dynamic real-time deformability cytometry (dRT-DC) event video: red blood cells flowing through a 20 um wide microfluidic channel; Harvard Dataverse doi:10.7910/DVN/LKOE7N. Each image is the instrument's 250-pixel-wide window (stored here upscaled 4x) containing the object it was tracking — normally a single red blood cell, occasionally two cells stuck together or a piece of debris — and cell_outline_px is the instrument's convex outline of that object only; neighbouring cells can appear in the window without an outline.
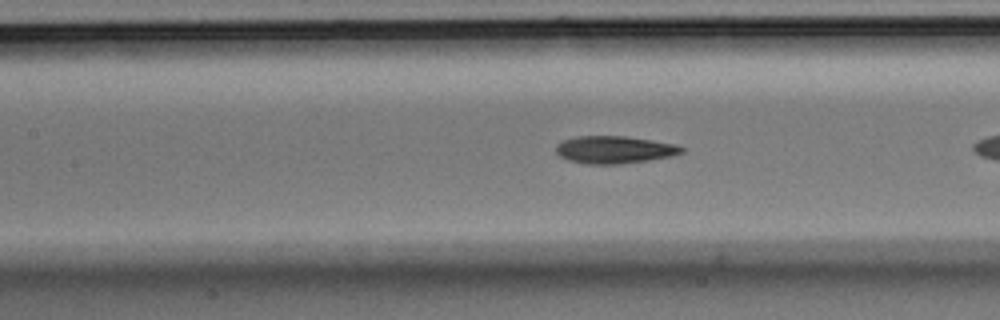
{"species": "Egyptian fruit bat (a non-hibernating species)", "species_latin": "Rousettus aegyptiacus", "temperature_condition": "room temperature", "stored_images_in_passage": 9, "camera_frame_rate_fps": 3000, "um_per_image_px": 0.085, "animal": {"sex": "male"}, "frame": {"image": 1, "passage_image": 7, "time_ms": 2.0, "image_size_px": [1000, 320], "cell_outline_px": [[684, 152], [672, 156], [648, 160], [620, 164], [584, 164], [568, 160], [560, 156], [556, 152], [556, 144], [564, 140], [576, 136], [624, 136], [652, 140], [676, 144], [684, 148]], "centroid_in_image_um": [52.22, 12.73], "position_along_channel_um": 155.2, "area_um2": 20.17}}